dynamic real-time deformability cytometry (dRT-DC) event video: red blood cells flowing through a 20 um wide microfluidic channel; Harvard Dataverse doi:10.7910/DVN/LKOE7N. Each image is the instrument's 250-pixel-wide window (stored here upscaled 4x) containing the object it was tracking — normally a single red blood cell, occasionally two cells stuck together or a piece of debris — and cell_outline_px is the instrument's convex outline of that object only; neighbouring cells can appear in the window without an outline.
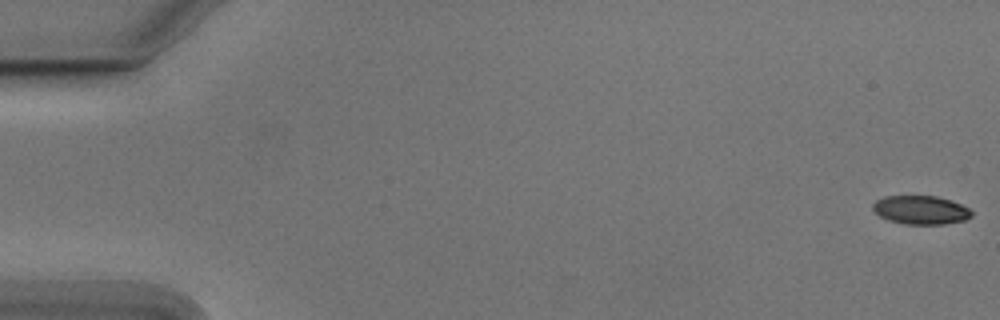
{"species": "Egyptian fruit bat (a non-hibernating species)", "species_latin": "Rousettus aegyptiacus", "temperature_condition": "cold", "stored_images_in_passage": 55, "camera_frame_rate_fps": 3000, "um_per_image_px": 0.085, "animal": {"sex": "male"}, "frame": {"image": 1, "passage_image": 1, "time_ms": 0.0, "image_size_px": [1000, 320], "cell_outline_px": [[972, 216], [964, 220], [944, 224], [904, 224], [888, 220], [880, 216], [872, 208], [872, 204], [876, 200], [884, 196], [936, 196], [952, 200], [968, 208], [972, 212]], "centroid_in_image_um": [78.25, 17.84], "position_along_channel_um": 6.7, "area_um2": 16.47}}
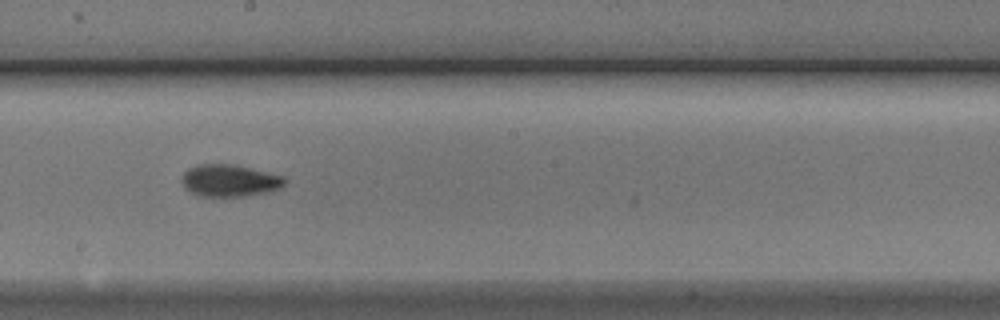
{"frame": {"image": 2, "passage_image": 31, "time_ms": 10.0, "image_size_px": [1000, 320], "cell_outline_px": [[288, 180], [280, 188], [272, 192], [248, 196], [200, 196], [188, 192], [184, 188], [180, 180], [184, 172], [188, 168], [196, 164], [236, 164], [284, 176]], "centroid_in_image_um": [19.52, 15.35], "position_along_channel_um": 228.7, "area_um2": 19.77}}
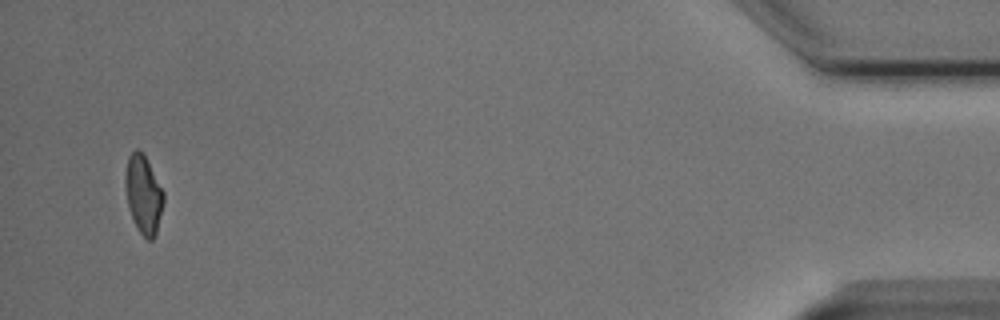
{"frame": {"image": 3, "passage_image": 53, "time_ms": 17.333, "image_size_px": [1000, 320], "cell_outline_px": [[164, 200], [156, 232], [152, 240], [148, 240], [136, 228], [128, 204], [124, 184], [124, 176], [128, 156], [136, 148], [140, 148], [144, 152], [164, 192]], "centroid_in_image_um": [12.18, 16.45], "position_along_channel_um": 423.0, "area_um2": 17.57}, "authors_computed_cell_mechanics": {"area_um2": 18.1492, "velocity_mm_per_s": 3.7737, "shape_relaxation_time_tau1_ms": 4.3503, "shape_relaxation_time_tau2_ms": 2.6808, "deformation_change_tau1": 0.1372, "deformation_change_tau2": 0.0783}}